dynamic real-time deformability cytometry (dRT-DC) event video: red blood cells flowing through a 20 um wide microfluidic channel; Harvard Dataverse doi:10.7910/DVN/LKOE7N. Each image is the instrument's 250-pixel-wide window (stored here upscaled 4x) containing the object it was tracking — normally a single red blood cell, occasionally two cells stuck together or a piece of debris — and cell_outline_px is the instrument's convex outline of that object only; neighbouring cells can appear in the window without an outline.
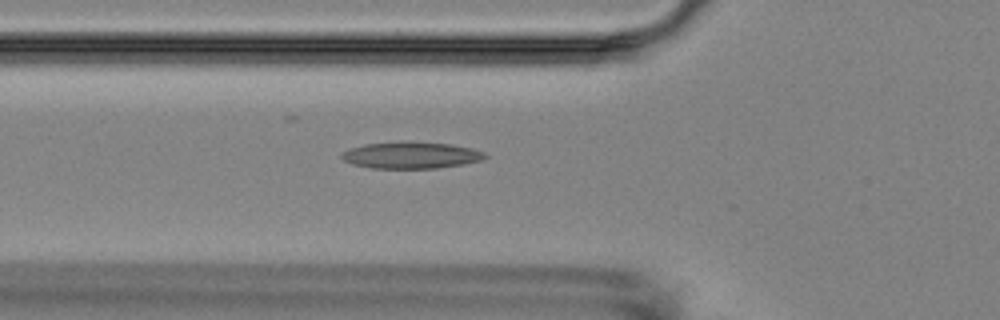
{"species": "Egyptian fruit bat (a non-hibernating species)", "species_latin": "Rousettus aegyptiacus", "temperature_condition": "room temperature", "stored_images_in_passage": 4, "camera_frame_rate_fps": 3000, "um_per_image_px": 0.085, "animal": {"sex": "female"}, "frame": {"image": 1, "passage_image": 4, "time_ms": 4.333, "image_size_px": [1000, 320], "cell_outline_px": [[488, 156], [480, 160], [464, 164], [436, 168], [372, 168], [352, 164], [344, 160], [340, 156], [340, 152], [348, 148], [364, 144], [448, 144], [472, 148], [484, 152]], "centroid_in_image_um": [34.91, 13.23], "position_along_channel_um": 90.9, "area_um2": 21.33}}